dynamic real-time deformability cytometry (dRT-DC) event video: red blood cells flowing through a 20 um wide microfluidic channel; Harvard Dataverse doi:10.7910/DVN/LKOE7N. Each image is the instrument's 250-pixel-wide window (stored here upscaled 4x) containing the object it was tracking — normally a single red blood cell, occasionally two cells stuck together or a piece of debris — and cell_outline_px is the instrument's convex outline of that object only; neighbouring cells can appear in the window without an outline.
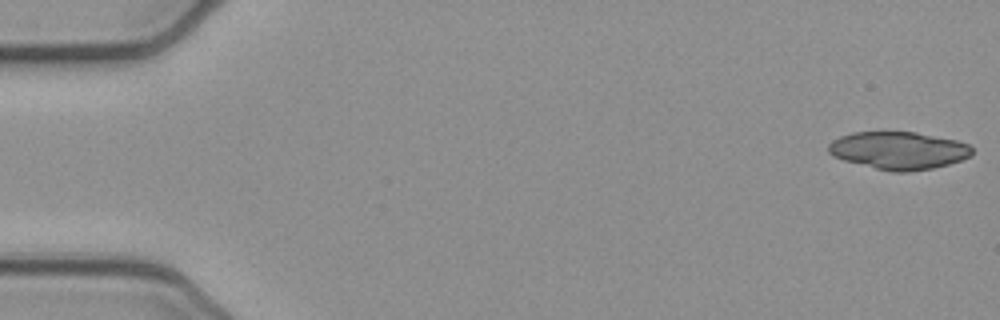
{"species": "common noctule bat (a hibernating species)", "species_latin": "Nyctalus noctula", "temperature_condition": "cold", "stored_images_in_passage": 13, "camera_frame_rate_fps": 3000, "um_per_image_px": 0.085, "animal": {"sex": "female", "body_mass_g": 21.9}, "frame": {"image": 1, "passage_image": 1, "time_ms": 0.0, "image_size_px": [1000, 320], "cell_outline_px": [[972, 156], [948, 164], [932, 168], [908, 172], [888, 172], [844, 160], [832, 156], [828, 152], [828, 144], [832, 140], [840, 136], [852, 132], [916, 132], [956, 140], [968, 144], [972, 148]], "centroid_in_image_um": [76.36, 12.79], "position_along_channel_um": 8.6, "area_um2": 31.62}}